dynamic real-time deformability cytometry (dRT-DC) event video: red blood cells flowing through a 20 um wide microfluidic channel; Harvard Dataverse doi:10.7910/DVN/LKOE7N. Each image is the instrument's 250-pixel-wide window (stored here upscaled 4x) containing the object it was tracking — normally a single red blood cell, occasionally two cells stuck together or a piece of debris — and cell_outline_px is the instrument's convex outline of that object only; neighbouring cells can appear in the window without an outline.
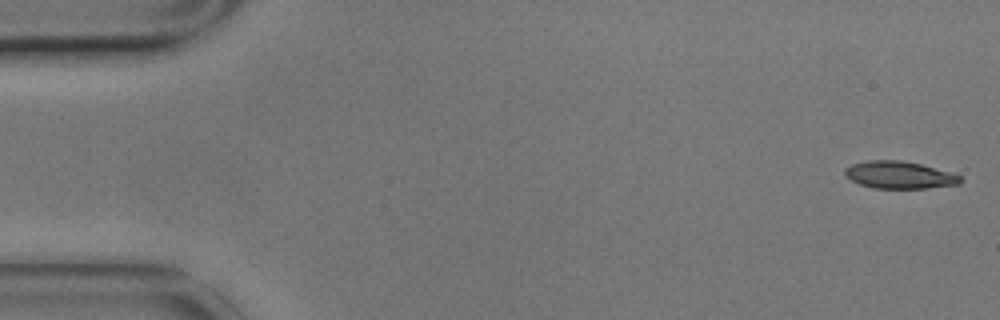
{"species": "common noctule bat (a hibernating species)", "species_latin": "Nyctalus noctula", "temperature_condition": "cold", "stored_images_in_passage": 5, "camera_frame_rate_fps": 3000, "um_per_image_px": 0.085, "animal": {"sex": "male", "body_mass_g": 17.9}, "frame": {"image": 1, "passage_image": 1, "time_ms": 0.0, "image_size_px": [1000, 320], "cell_outline_px": [[964, 180], [960, 184], [928, 188], [872, 188], [860, 184], [844, 176], [844, 168], [852, 164], [868, 160], [900, 160], [920, 164], [948, 172], [960, 176]], "centroid_in_image_um": [76.42, 14.87], "position_along_channel_um": 8.6, "area_um2": 18.32}}
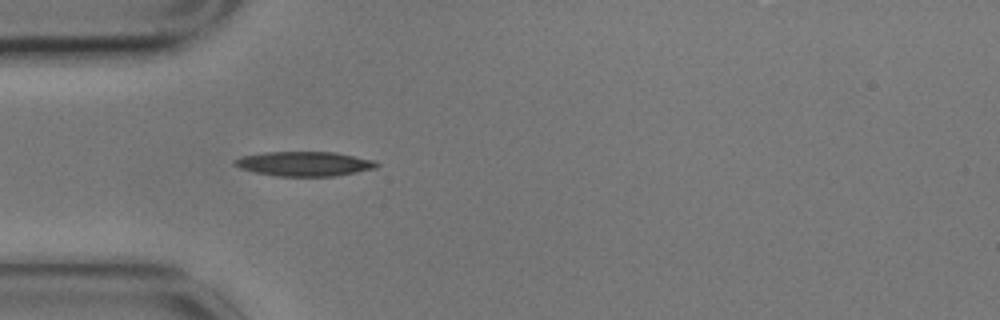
{"frame": {"image": 2, "passage_image": 5, "time_ms": 1.333, "image_size_px": [1000, 320], "cell_outline_px": [[380, 164], [376, 168], [336, 176], [276, 176], [256, 172], [240, 168], [232, 164], [232, 160], [240, 156], [264, 152], [332, 152], [376, 160]], "centroid_in_image_um": [25.85, 13.92], "position_along_channel_um": 59.2, "area_um2": 20.4}}